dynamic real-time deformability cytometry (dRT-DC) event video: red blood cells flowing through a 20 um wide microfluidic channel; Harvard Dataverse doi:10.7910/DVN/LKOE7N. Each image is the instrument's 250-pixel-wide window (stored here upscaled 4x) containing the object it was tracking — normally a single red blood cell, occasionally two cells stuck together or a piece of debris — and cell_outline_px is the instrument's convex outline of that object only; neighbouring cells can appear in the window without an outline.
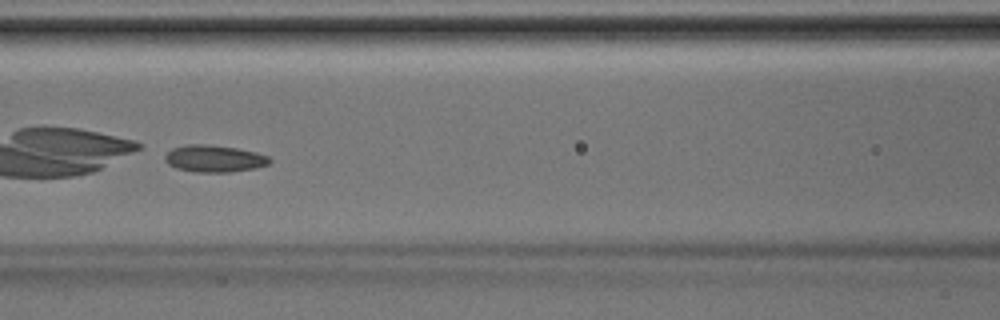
{"species": "Egyptian fruit bat (a non-hibernating species)", "species_latin": "Rousettus aegyptiacus", "temperature_condition": "room temperature", "stored_images_in_passage": 40, "camera_frame_rate_fps": 3000, "um_per_image_px": 0.085, "animal": {"sex": "male"}, "frame": {"image": 1, "passage_image": 18, "time_ms": 5.667, "image_size_px": [1000, 320], "cell_outline_px": [[272, 160], [268, 164], [256, 168], [228, 172], [196, 172], [176, 168], [168, 164], [164, 160], [164, 156], [172, 148], [184, 144], [208, 144], [236, 148], [256, 152], [268, 156]], "centroid_in_image_um": [18.19, 13.47], "position_along_channel_um": 148.4, "area_um2": 16.53}}